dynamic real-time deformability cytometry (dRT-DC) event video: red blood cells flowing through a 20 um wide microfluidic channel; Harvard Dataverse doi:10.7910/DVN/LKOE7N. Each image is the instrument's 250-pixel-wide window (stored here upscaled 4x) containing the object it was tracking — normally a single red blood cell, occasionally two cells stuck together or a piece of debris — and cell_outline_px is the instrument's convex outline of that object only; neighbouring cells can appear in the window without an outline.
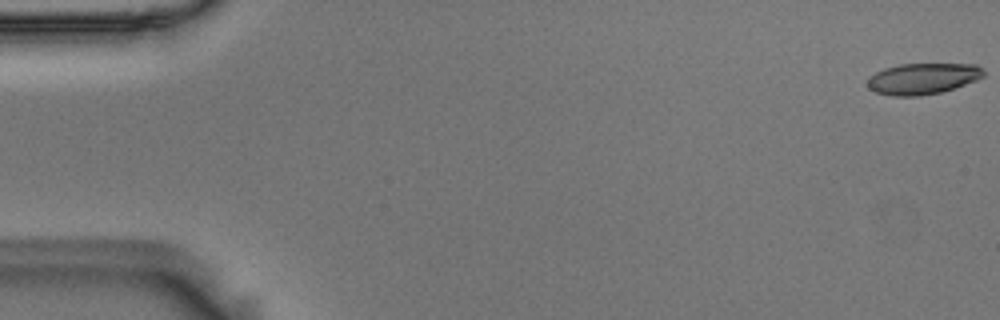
{"species": "Egyptian fruit bat (a non-hibernating species)", "species_latin": "Rousettus aegyptiacus", "temperature_condition": "room temperature", "stored_images_in_passage": 56, "camera_frame_rate_fps": 3000, "um_per_image_px": 0.085, "animal": {"sex": "male"}, "frame": {"image": 1, "passage_image": 1, "time_ms": 0.0, "image_size_px": [1000, 320], "cell_outline_px": [[984, 76], [976, 80], [940, 92], [920, 96], [892, 96], [876, 92], [868, 88], [868, 80], [876, 72], [884, 68], [900, 64], [976, 64], [984, 72]], "centroid_in_image_um": [78.41, 6.68], "position_along_channel_um": 6.6, "area_um2": 20.81}}
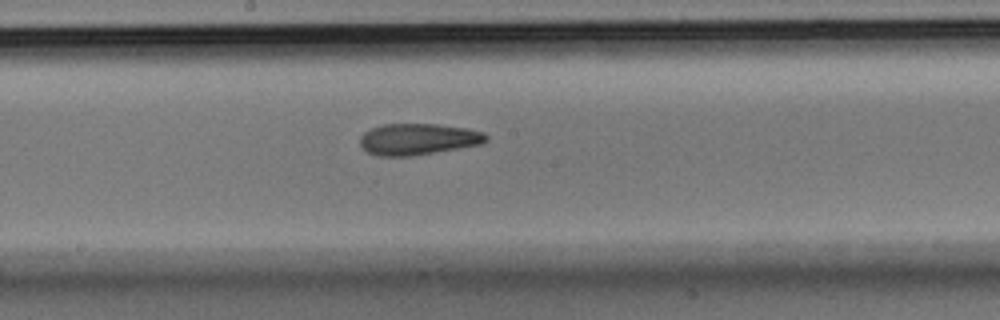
{"frame": {"image": 2, "passage_image": 30, "time_ms": 9.667, "image_size_px": [1000, 320], "cell_outline_px": [[488, 140], [480, 144], [412, 156], [376, 156], [368, 152], [360, 144], [360, 136], [364, 132], [372, 128], [384, 124], [436, 124], [468, 128], [484, 132], [488, 136]], "centroid_in_image_um": [35.53, 11.82], "position_along_channel_um": 212.7, "area_um2": 23.0}}
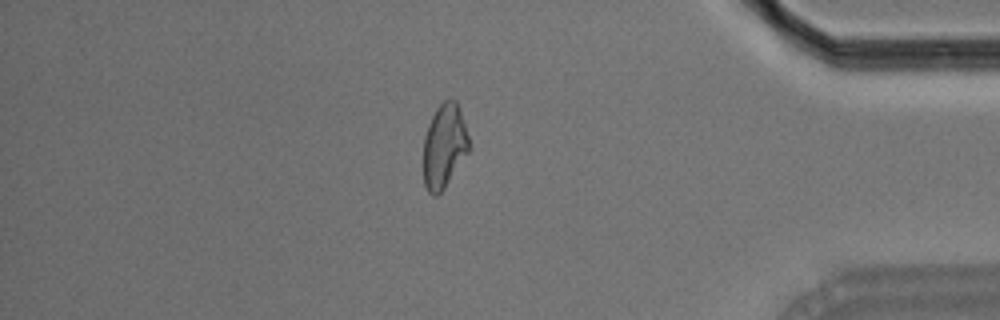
{"frame": {"image": 3, "passage_image": 48, "time_ms": 15.667, "image_size_px": [1000, 320], "cell_outline_px": [[472, 148], [444, 188], [436, 196], [432, 196], [428, 192], [424, 184], [424, 136], [428, 124], [436, 108], [448, 96], [456, 100], [460, 108], [472, 144]], "centroid_in_image_um": [37.8, 12.37], "position_along_channel_um": 397.4, "area_um2": 22.89}, "authors_computed_cell_mechanics": {"area_um2": 22.8888, "velocity_mm_per_s": 3.6251, "shape_relaxation_time_tau1_ms": null, "shape_relaxation_time_tau2_ms": 4.015, "deformation_change_tau1": null, "deformation_change_tau2": 0.1165}}